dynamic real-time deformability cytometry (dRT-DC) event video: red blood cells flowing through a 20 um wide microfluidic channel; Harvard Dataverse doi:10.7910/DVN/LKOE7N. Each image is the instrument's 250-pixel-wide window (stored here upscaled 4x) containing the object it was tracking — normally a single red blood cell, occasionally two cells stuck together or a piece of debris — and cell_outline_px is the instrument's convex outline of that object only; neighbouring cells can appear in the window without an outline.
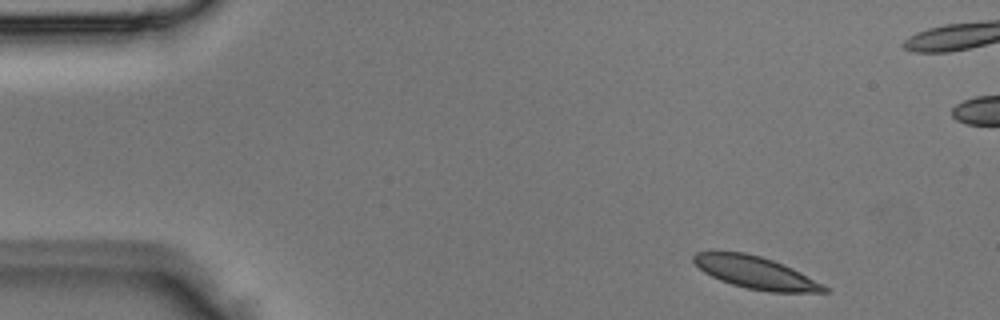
{"species": "Egyptian fruit bat (a non-hibernating species)", "species_latin": "Rousettus aegyptiacus", "temperature_condition": "room temperature", "stored_images_in_passage": 4, "camera_frame_rate_fps": 3000, "um_per_image_px": 0.085, "animal": {"sex": "male"}, "frame": {"image": 1, "passage_image": 1, "time_ms": 0.0, "image_size_px": [1000, 320], "cell_outline_px": [[828, 292], [768, 292], [748, 288], [732, 284], [720, 280], [704, 272], [692, 260], [692, 256], [696, 252], [744, 252], [760, 256], [784, 264], [824, 284], [828, 288]], "centroid_in_image_um": [64.25, 23.17], "position_along_channel_um": 20.8, "area_um2": 24.33}}